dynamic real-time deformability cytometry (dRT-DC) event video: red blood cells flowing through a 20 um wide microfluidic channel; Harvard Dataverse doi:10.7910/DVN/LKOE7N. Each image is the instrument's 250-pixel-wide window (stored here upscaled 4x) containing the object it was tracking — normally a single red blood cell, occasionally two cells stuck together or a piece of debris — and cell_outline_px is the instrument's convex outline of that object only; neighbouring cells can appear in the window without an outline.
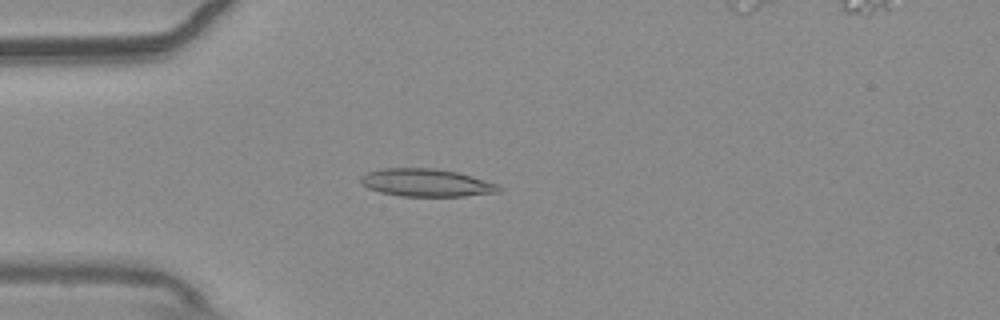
{"species": "common noctule bat (a hibernating species)", "species_latin": "Nyctalus noctula", "temperature_condition": "warm", "stored_images_in_passage": 55, "segment_of_instrument_passage": [1, 2], "camera_frame_rate_fps": 3000, "um_per_image_px": 0.085, "animal": {"sex": "male", "body_mass_g": 20.4}, "frame": {"image": 1, "passage_image": 15, "time_ms": 4.667, "image_size_px": [1000, 320], "cell_outline_px": [[504, 188], [500, 192], [464, 196], [400, 196], [380, 192], [368, 188], [360, 184], [360, 176], [368, 172], [384, 168], [432, 168], [456, 172], [472, 176], [496, 184]], "centroid_in_image_um": [36.22, 15.53], "position_along_channel_um": 48.8, "area_um2": 22.31}}
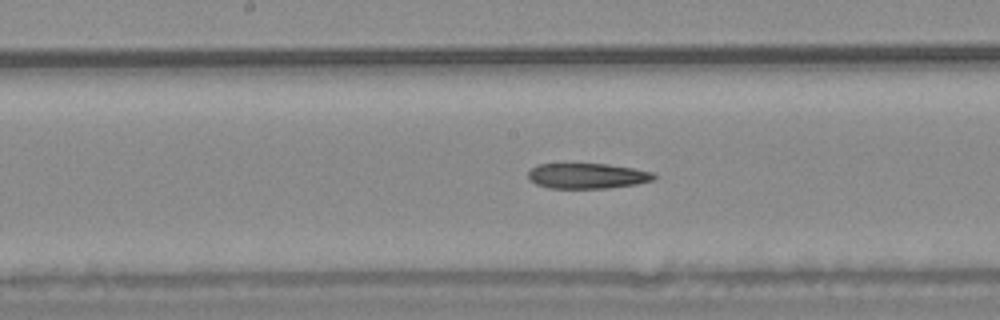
{"frame": {"image": 2, "passage_image": 28, "time_ms": 9.0, "image_size_px": [1000, 320], "cell_outline_px": [[656, 176], [652, 180], [636, 184], [608, 188], [548, 188], [536, 184], [528, 180], [528, 172], [536, 164], [608, 164], [632, 168], [652, 172]], "centroid_in_image_um": [49.87, 14.95], "position_along_channel_um": 198.3, "area_um2": 18.55}}
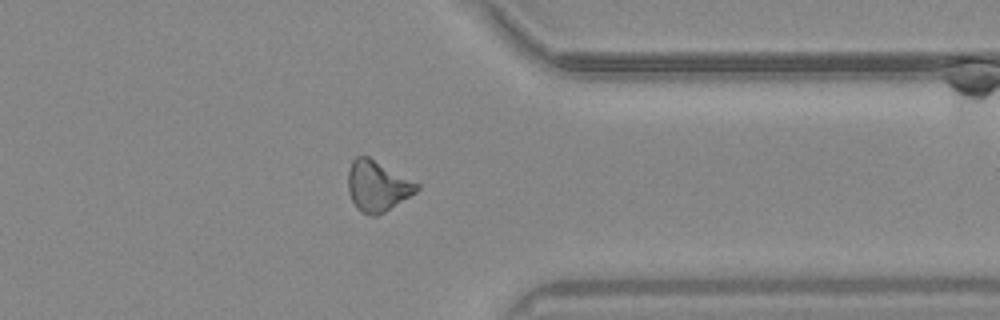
{"frame": {"image": 3, "passage_image": 43, "time_ms": 14.0, "image_size_px": [1000, 320], "cell_outline_px": [[420, 188], [416, 192], [384, 212], [376, 216], [372, 216], [356, 208], [348, 192], [348, 172], [352, 160], [356, 156], [368, 156], [420, 184]], "centroid_in_image_um": [32.07, 15.8], "position_along_channel_um": 379.3, "area_um2": 20.11}}